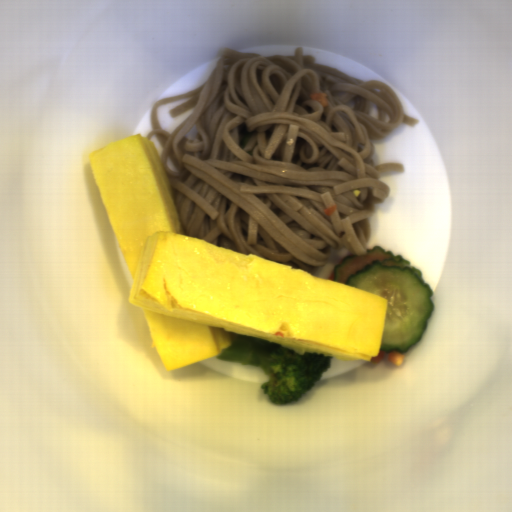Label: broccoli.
Wrapping results in <instances>:
<instances>
[{"instance_id":"1706d50b","label":"broccoli","mask_w":512,"mask_h":512,"mask_svg":"<svg viewBox=\"0 0 512 512\" xmlns=\"http://www.w3.org/2000/svg\"><path fill=\"white\" fill-rule=\"evenodd\" d=\"M230 334L232 345L214 356L224 361L258 365L268 377L260 388L272 405L283 406L298 401L321 381L324 372L331 369L334 356L306 351L301 355L263 338Z\"/></svg>"}]
</instances>
